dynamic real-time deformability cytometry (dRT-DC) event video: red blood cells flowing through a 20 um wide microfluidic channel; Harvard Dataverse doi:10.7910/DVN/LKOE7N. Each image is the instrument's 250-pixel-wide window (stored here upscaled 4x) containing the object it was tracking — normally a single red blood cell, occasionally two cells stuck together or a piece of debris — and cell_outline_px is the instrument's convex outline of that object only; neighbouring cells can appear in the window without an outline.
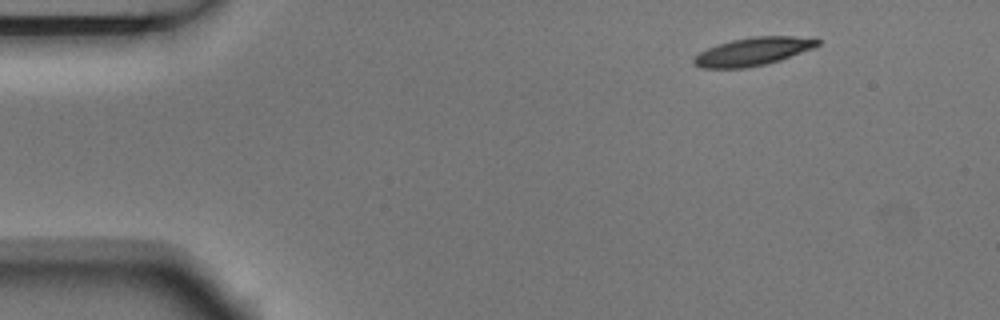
{"species": "Egyptian fruit bat (a non-hibernating species)", "species_latin": "Rousettus aegyptiacus", "temperature_condition": "room temperature", "stored_images_in_passage": 3, "camera_frame_rate_fps": 3000, "um_per_image_px": 0.085, "animal": {"sex": "male"}, "frame": {"image": 1, "passage_image": 1, "time_ms": 0.0, "image_size_px": [1000, 320], "cell_outline_px": [[820, 44], [816, 48], [780, 60], [764, 64], [744, 68], [704, 68], [696, 64], [692, 60], [700, 52], [716, 44], [732, 40], [752, 36], [816, 36], [820, 40]], "centroid_in_image_um": [64.12, 4.35], "position_along_channel_um": 20.9, "area_um2": 20.46}}